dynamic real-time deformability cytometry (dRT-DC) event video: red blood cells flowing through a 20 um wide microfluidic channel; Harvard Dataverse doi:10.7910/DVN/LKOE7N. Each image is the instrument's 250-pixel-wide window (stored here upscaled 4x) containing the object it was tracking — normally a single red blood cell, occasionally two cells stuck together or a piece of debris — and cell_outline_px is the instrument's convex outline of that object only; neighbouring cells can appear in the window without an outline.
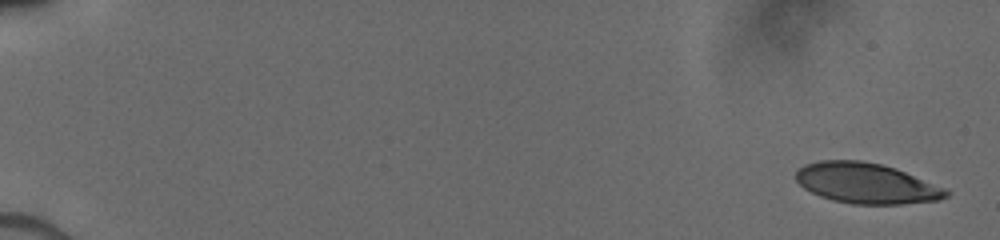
{"species": "human", "species_latin": "Homo sapiens", "temperature_condition": "cold", "stored_images_in_passage": 49, "camera_frame_rate_fps": 3000, "um_per_image_px": 0.085, "donor": {"sex": "male"}, "frame": {"image": 1, "passage_image": 1, "time_ms": 0.0, "image_size_px": [1000, 240], "cell_outline_px": [[952, 192], [948, 196], [940, 200], [900, 204], [852, 204], [832, 200], [820, 196], [804, 188], [796, 180], [796, 172], [804, 164], [820, 160], [860, 160], [880, 164], [896, 168], [944, 188]], "centroid_in_image_um": [73.64, 15.58], "position_along_channel_um": 11.4, "area_um2": 35.37}}
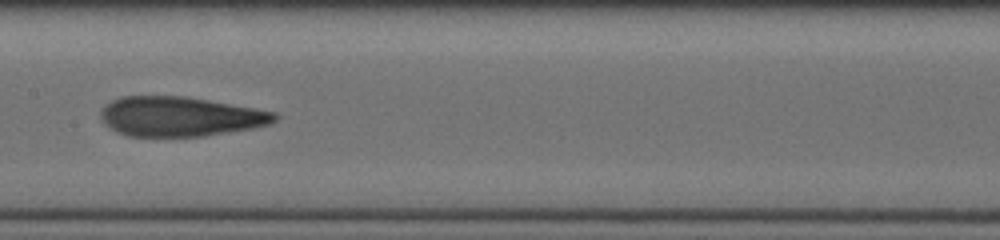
{"frame": {"image": 2, "passage_image": 26, "time_ms": 9.0, "image_size_px": [1000, 240], "cell_outline_px": [[280, 116], [272, 124], [252, 128], [204, 136], [128, 136], [116, 132], [104, 124], [100, 116], [100, 112], [112, 100], [120, 96], [188, 96], [276, 112]], "centroid_in_image_um": [15.33, 9.9], "position_along_channel_um": 192.1, "area_um2": 40.34}}
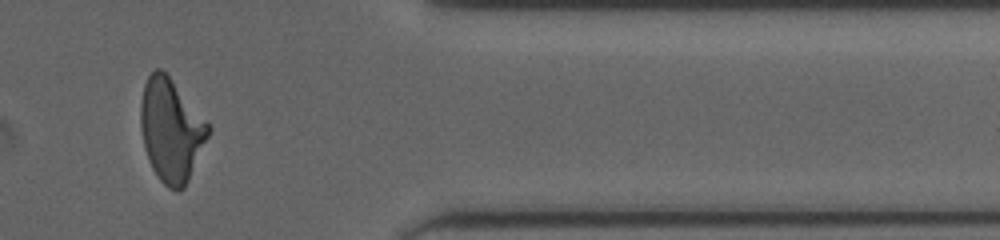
{"frame": {"image": 3, "passage_image": 37, "time_ms": 14.333, "image_size_px": [1000, 240], "cell_outline_px": [[212, 128], [188, 180], [184, 188], [180, 192], [176, 192], [168, 188], [160, 180], [152, 168], [148, 160], [144, 148], [140, 128], [140, 104], [144, 84], [148, 76], [156, 68], [160, 68], [168, 76], [212, 124]], "centroid_in_image_um": [14.55, 11.07], "position_along_channel_um": 396.9, "area_um2": 40.81}}